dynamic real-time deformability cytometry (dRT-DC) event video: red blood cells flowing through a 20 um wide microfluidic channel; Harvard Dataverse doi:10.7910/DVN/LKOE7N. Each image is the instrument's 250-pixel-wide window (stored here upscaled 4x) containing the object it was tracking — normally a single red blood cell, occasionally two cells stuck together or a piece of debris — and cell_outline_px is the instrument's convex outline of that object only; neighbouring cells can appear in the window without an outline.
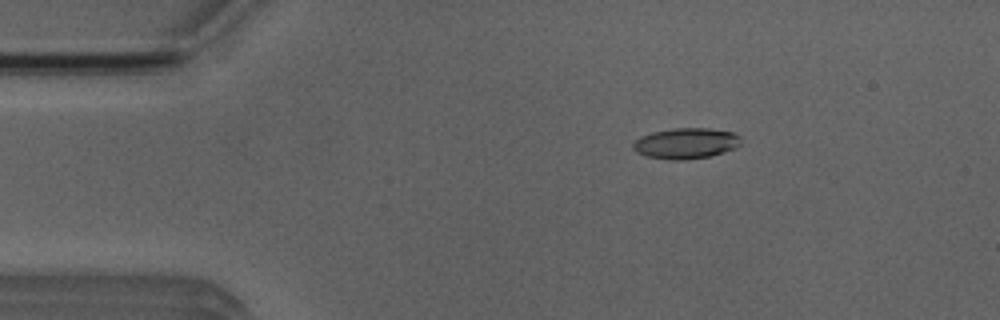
{"species": "Egyptian fruit bat (a non-hibernating species)", "species_latin": "Rousettus aegyptiacus", "temperature_condition": "room temperature", "stored_images_in_passage": 45, "camera_frame_rate_fps": 3000, "um_per_image_px": 0.085, "animal": {"sex": "male"}, "frame": {"image": 1, "passage_image": 1, "time_ms": 0.0, "image_size_px": [1000, 320], "cell_outline_px": [[744, 140], [736, 148], [724, 152], [708, 156], [684, 160], [672, 160], [648, 156], [636, 152], [632, 148], [632, 144], [640, 136], [652, 132], [672, 128], [708, 128], [736, 132]], "centroid_in_image_um": [58.34, 12.17], "position_along_channel_um": 26.7, "area_um2": 19.54}}
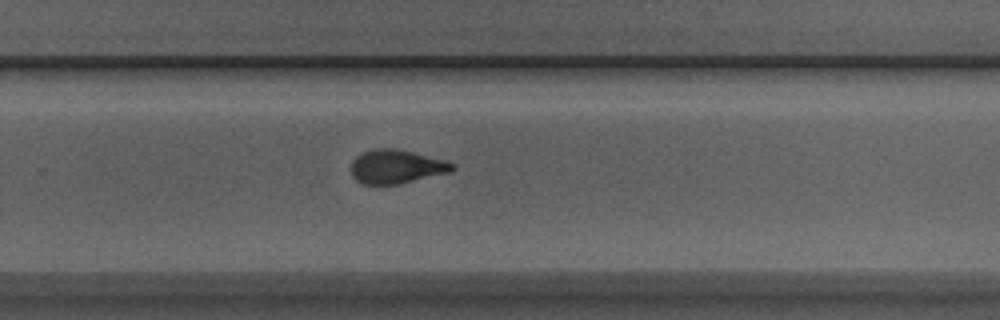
{"frame": {"image": 2, "passage_image": 26, "time_ms": 8.333, "image_size_px": [1000, 320], "cell_outline_px": [[456, 168], [452, 172], [396, 184], [364, 184], [356, 180], [352, 176], [352, 160], [356, 156], [364, 152], [376, 148], [396, 148], [444, 160], [456, 164]], "centroid_in_image_um": [33.71, 14.16], "position_along_channel_um": 296.1, "area_um2": 19.83}}
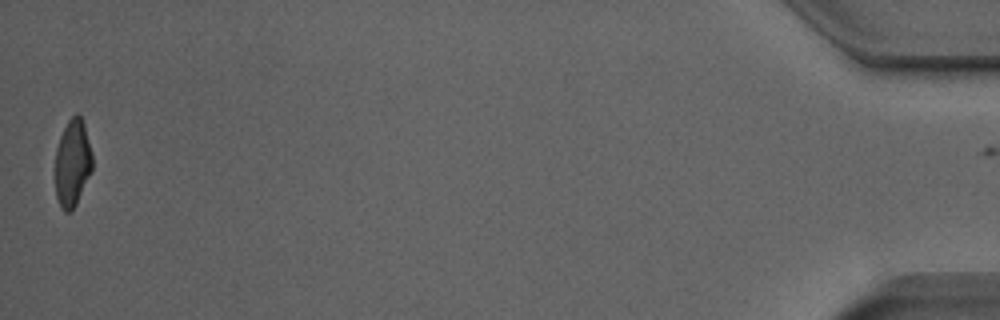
{"frame": {"image": 3, "passage_image": 44, "time_ms": 14.333, "image_size_px": [1000, 320], "cell_outline_px": [[92, 172], [76, 204], [68, 212], [64, 212], [60, 208], [56, 196], [56, 148], [60, 136], [68, 120], [76, 112], [80, 116], [84, 124], [92, 156]], "centroid_in_image_um": [6.16, 13.87], "position_along_channel_um": 429.0, "area_um2": 18.73}, "authors_computed_cell_mechanics": {"area_um2": 20.0566, "velocity_mm_per_s": 3.9285, "shape_relaxation_time_tau1_ms": 3.3102, "shape_relaxation_time_tau2_ms": 1.2504, "deformation_change_tau1": 0.1866, "deformation_change_tau2": 0.0828}}